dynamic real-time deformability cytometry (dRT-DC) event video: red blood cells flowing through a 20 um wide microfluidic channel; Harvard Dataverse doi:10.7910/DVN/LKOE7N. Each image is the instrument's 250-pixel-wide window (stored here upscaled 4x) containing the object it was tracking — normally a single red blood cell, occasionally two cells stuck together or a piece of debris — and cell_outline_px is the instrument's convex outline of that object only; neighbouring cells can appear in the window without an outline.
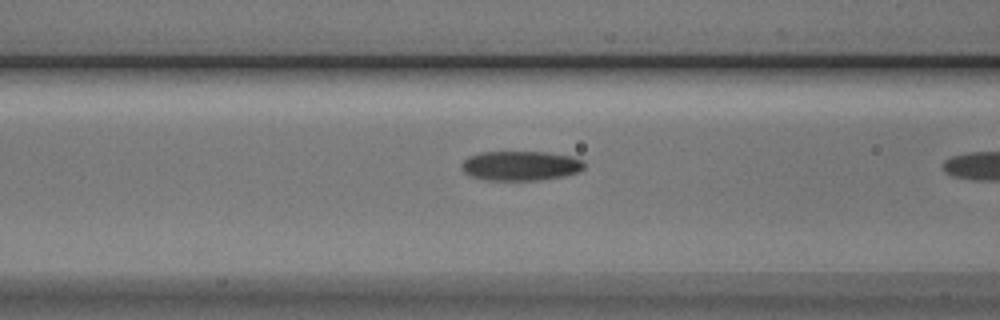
{"species": "Egyptian fruit bat (a non-hibernating species)", "species_latin": "Rousettus aegyptiacus", "temperature_condition": "cold", "stored_images_in_passage": 6, "camera_frame_rate_fps": 3000, "um_per_image_px": 0.085, "animal": {"sex": "male"}, "frame": {"image": 1, "passage_image": 5, "time_ms": 1.333, "image_size_px": [1000, 320], "cell_outline_px": [[584, 168], [580, 172], [564, 176], [540, 180], [484, 180], [468, 176], [460, 168], [460, 164], [468, 156], [480, 152], [544, 152], [572, 156], [584, 160]], "centroid_in_image_um": [44.23, 14.09], "position_along_channel_um": 122.4, "area_um2": 21.5}}